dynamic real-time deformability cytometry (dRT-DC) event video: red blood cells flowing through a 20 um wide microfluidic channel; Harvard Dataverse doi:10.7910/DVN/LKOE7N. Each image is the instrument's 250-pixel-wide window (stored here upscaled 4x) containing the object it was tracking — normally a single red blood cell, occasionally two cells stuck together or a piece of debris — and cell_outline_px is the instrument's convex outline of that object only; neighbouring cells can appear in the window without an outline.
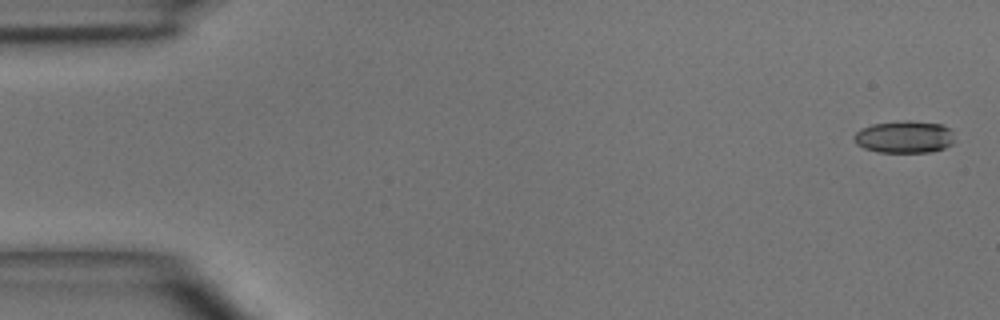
{"species": "common noctule bat (a hibernating species)", "species_latin": "Nyctalus noctula", "temperature_condition": "room temperature", "stored_images_in_passage": 5, "camera_frame_rate_fps": 3000, "um_per_image_px": 0.085, "animal": {"sex": "male", "body_mass_g": 15.6}, "frame": {"image": 1, "passage_image": 1, "time_ms": 0.0, "image_size_px": [1000, 320], "cell_outline_px": [[956, 140], [952, 144], [944, 148], [932, 152], [876, 152], [864, 148], [856, 144], [852, 136], [860, 128], [872, 124], [904, 120], [908, 120], [940, 124], [948, 128], [952, 132]], "centroid_in_image_um": [76.86, 11.64], "position_along_channel_um": 8.1, "area_um2": 19.13}}
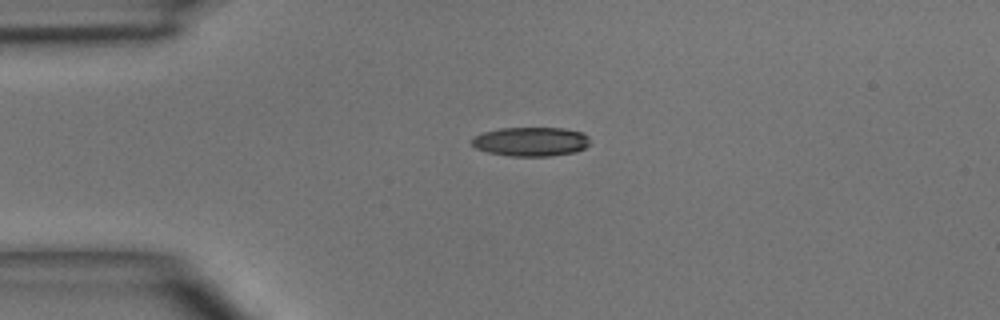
{"frame": {"image": 2, "passage_image": 4, "time_ms": 3.333, "image_size_px": [1000, 320], "cell_outline_px": [[588, 144], [584, 148], [576, 152], [548, 156], [512, 156], [488, 152], [476, 148], [472, 144], [472, 140], [476, 136], [484, 132], [500, 128], [564, 128], [584, 132], [588, 136]], "centroid_in_image_um": [45.15, 12.03], "position_along_channel_um": 39.8, "area_um2": 19.94}}